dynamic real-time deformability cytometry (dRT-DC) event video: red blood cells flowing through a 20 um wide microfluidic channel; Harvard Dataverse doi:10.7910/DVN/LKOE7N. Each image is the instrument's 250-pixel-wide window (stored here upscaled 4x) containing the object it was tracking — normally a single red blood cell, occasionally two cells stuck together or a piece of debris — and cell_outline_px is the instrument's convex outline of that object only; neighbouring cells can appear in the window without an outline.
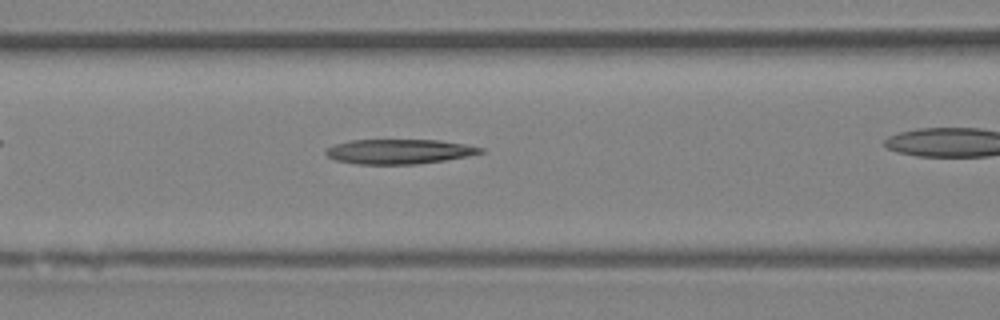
{"species": "Egyptian fruit bat (a non-hibernating species)", "species_latin": "Rousettus aegyptiacus", "temperature_condition": "room temperature", "stored_images_in_passage": 8, "camera_frame_rate_fps": 3000, "um_per_image_px": 0.085, "animal": {"sex": "female"}, "frame": {"image": 1, "passage_image": 6, "time_ms": 6.0, "image_size_px": [1000, 320], "cell_outline_px": [[484, 152], [468, 156], [444, 160], [416, 164], [356, 164], [336, 160], [328, 156], [324, 152], [328, 148], [336, 144], [348, 140], [440, 140], [464, 144], [484, 148]], "centroid_in_image_um": [33.93, 12.88], "position_along_channel_um": 132.7, "area_um2": 22.2}}
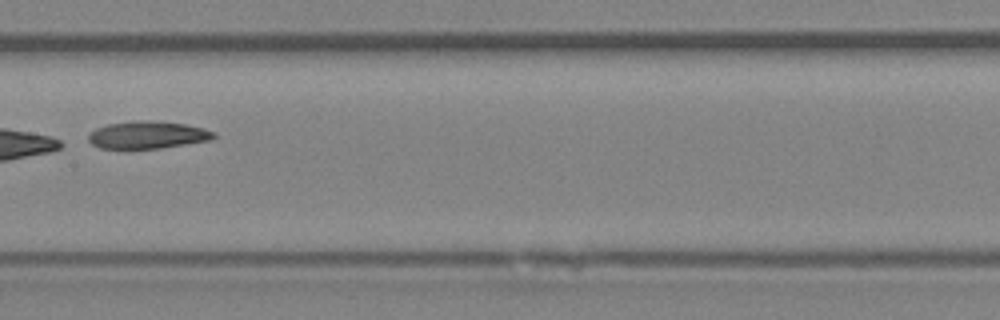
{"frame": {"image": 2, "passage_image": 8, "time_ms": 9.0, "image_size_px": [1000, 320], "cell_outline_px": [[216, 136], [212, 140], [160, 148], [100, 148], [92, 144], [88, 140], [88, 132], [96, 128], [108, 124], [132, 120], [148, 120], [184, 124], [204, 128], [216, 132]], "centroid_in_image_um": [12.54, 11.46], "position_along_channel_um": 194.9, "area_um2": 20.11}}